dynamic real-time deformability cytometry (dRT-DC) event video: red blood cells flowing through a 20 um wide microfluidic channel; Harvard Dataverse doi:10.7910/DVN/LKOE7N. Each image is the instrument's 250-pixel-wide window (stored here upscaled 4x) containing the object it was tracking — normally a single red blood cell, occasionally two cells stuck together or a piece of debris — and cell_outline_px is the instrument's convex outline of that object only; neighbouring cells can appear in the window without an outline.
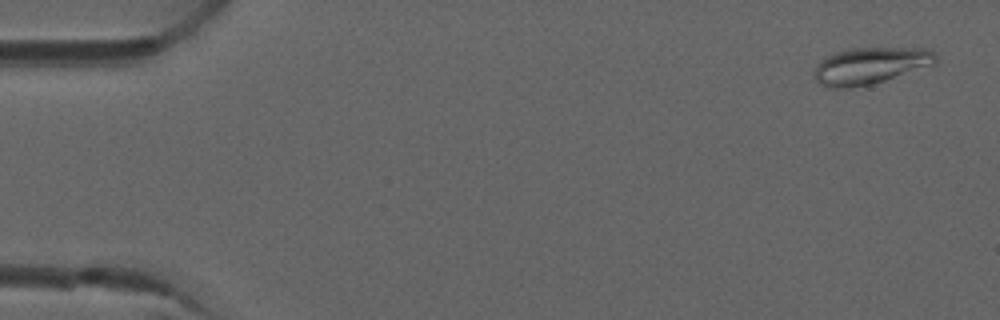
{"species": "common noctule bat (a hibernating species)", "species_latin": "Nyctalus noctula", "temperature_condition": "room temperature", "stored_images_in_passage": 6, "camera_frame_rate_fps": 3000, "um_per_image_px": 0.085, "animal": {"sex": "male", "forearm_length_mm": 52.5}, "frame": {"image": 1, "passage_image": 1, "time_ms": 0.0, "image_size_px": [1000, 320], "cell_outline_px": [[936, 64], [872, 84], [852, 88], [828, 88], [820, 84], [816, 80], [816, 64], [820, 60], [836, 52], [852, 48], [928, 48], [936, 56]], "centroid_in_image_um": [73.98, 5.59], "position_along_channel_um": 11.0, "area_um2": 25.84}}